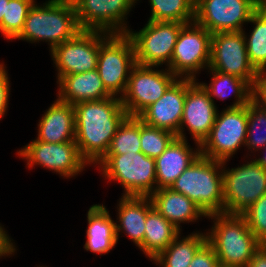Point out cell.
Masks as SVG:
<instances>
[{
  "label": "cell",
  "instance_id": "13",
  "mask_svg": "<svg viewBox=\"0 0 266 267\" xmlns=\"http://www.w3.org/2000/svg\"><path fill=\"white\" fill-rule=\"evenodd\" d=\"M209 69L237 76L255 87L258 71L246 48L245 31L212 34Z\"/></svg>",
  "mask_w": 266,
  "mask_h": 267
},
{
  "label": "cell",
  "instance_id": "21",
  "mask_svg": "<svg viewBox=\"0 0 266 267\" xmlns=\"http://www.w3.org/2000/svg\"><path fill=\"white\" fill-rule=\"evenodd\" d=\"M58 99L75 105L82 101L103 100L112 95L106 90L98 70L63 76L59 81Z\"/></svg>",
  "mask_w": 266,
  "mask_h": 267
},
{
  "label": "cell",
  "instance_id": "10",
  "mask_svg": "<svg viewBox=\"0 0 266 267\" xmlns=\"http://www.w3.org/2000/svg\"><path fill=\"white\" fill-rule=\"evenodd\" d=\"M212 34L195 21L185 24L177 38L167 68L178 78L196 79V74L209 67Z\"/></svg>",
  "mask_w": 266,
  "mask_h": 267
},
{
  "label": "cell",
  "instance_id": "24",
  "mask_svg": "<svg viewBox=\"0 0 266 267\" xmlns=\"http://www.w3.org/2000/svg\"><path fill=\"white\" fill-rule=\"evenodd\" d=\"M87 240L84 245L86 251L108 254L117 244L116 227L103 204L92 205L87 213Z\"/></svg>",
  "mask_w": 266,
  "mask_h": 267
},
{
  "label": "cell",
  "instance_id": "15",
  "mask_svg": "<svg viewBox=\"0 0 266 267\" xmlns=\"http://www.w3.org/2000/svg\"><path fill=\"white\" fill-rule=\"evenodd\" d=\"M17 154L27 160L28 168L41 165L66 178L78 175L89 165L79 154L76 141L54 144L33 140Z\"/></svg>",
  "mask_w": 266,
  "mask_h": 267
},
{
  "label": "cell",
  "instance_id": "30",
  "mask_svg": "<svg viewBox=\"0 0 266 267\" xmlns=\"http://www.w3.org/2000/svg\"><path fill=\"white\" fill-rule=\"evenodd\" d=\"M140 146V119L127 116L119 125L106 154L138 153L142 152Z\"/></svg>",
  "mask_w": 266,
  "mask_h": 267
},
{
  "label": "cell",
  "instance_id": "4",
  "mask_svg": "<svg viewBox=\"0 0 266 267\" xmlns=\"http://www.w3.org/2000/svg\"><path fill=\"white\" fill-rule=\"evenodd\" d=\"M222 170V161L200 155L174 181L170 189L187 196L207 216L223 213L224 194Z\"/></svg>",
  "mask_w": 266,
  "mask_h": 267
},
{
  "label": "cell",
  "instance_id": "23",
  "mask_svg": "<svg viewBox=\"0 0 266 267\" xmlns=\"http://www.w3.org/2000/svg\"><path fill=\"white\" fill-rule=\"evenodd\" d=\"M118 220L116 221L117 241L119 232L123 230L138 248L143 244L147 213L153 208L150 197L123 196L119 201ZM120 222V224H117Z\"/></svg>",
  "mask_w": 266,
  "mask_h": 267
},
{
  "label": "cell",
  "instance_id": "16",
  "mask_svg": "<svg viewBox=\"0 0 266 267\" xmlns=\"http://www.w3.org/2000/svg\"><path fill=\"white\" fill-rule=\"evenodd\" d=\"M82 30L126 34L125 19L138 0H72ZM126 17V18H125Z\"/></svg>",
  "mask_w": 266,
  "mask_h": 267
},
{
  "label": "cell",
  "instance_id": "19",
  "mask_svg": "<svg viewBox=\"0 0 266 267\" xmlns=\"http://www.w3.org/2000/svg\"><path fill=\"white\" fill-rule=\"evenodd\" d=\"M188 140L175 137L165 151L155 159L156 190L170 188L174 181L188 168L200 155V144L193 151Z\"/></svg>",
  "mask_w": 266,
  "mask_h": 267
},
{
  "label": "cell",
  "instance_id": "37",
  "mask_svg": "<svg viewBox=\"0 0 266 267\" xmlns=\"http://www.w3.org/2000/svg\"><path fill=\"white\" fill-rule=\"evenodd\" d=\"M253 99L266 108V69L257 73L256 84L253 88Z\"/></svg>",
  "mask_w": 266,
  "mask_h": 267
},
{
  "label": "cell",
  "instance_id": "8",
  "mask_svg": "<svg viewBox=\"0 0 266 267\" xmlns=\"http://www.w3.org/2000/svg\"><path fill=\"white\" fill-rule=\"evenodd\" d=\"M248 104L217 112L209 136L200 145L201 156L217 161H229L241 145L246 144Z\"/></svg>",
  "mask_w": 266,
  "mask_h": 267
},
{
  "label": "cell",
  "instance_id": "31",
  "mask_svg": "<svg viewBox=\"0 0 266 267\" xmlns=\"http://www.w3.org/2000/svg\"><path fill=\"white\" fill-rule=\"evenodd\" d=\"M34 0H9L3 20L0 23V32L8 40H16L23 30L29 10Z\"/></svg>",
  "mask_w": 266,
  "mask_h": 267
},
{
  "label": "cell",
  "instance_id": "25",
  "mask_svg": "<svg viewBox=\"0 0 266 267\" xmlns=\"http://www.w3.org/2000/svg\"><path fill=\"white\" fill-rule=\"evenodd\" d=\"M181 234L154 207L147 213L143 244L140 247L151 261L155 259L174 239Z\"/></svg>",
  "mask_w": 266,
  "mask_h": 267
},
{
  "label": "cell",
  "instance_id": "36",
  "mask_svg": "<svg viewBox=\"0 0 266 267\" xmlns=\"http://www.w3.org/2000/svg\"><path fill=\"white\" fill-rule=\"evenodd\" d=\"M10 82L5 65L0 64V119L5 116L8 107Z\"/></svg>",
  "mask_w": 266,
  "mask_h": 267
},
{
  "label": "cell",
  "instance_id": "39",
  "mask_svg": "<svg viewBox=\"0 0 266 267\" xmlns=\"http://www.w3.org/2000/svg\"><path fill=\"white\" fill-rule=\"evenodd\" d=\"M248 267H266V245L262 246L254 253L248 263Z\"/></svg>",
  "mask_w": 266,
  "mask_h": 267
},
{
  "label": "cell",
  "instance_id": "14",
  "mask_svg": "<svg viewBox=\"0 0 266 267\" xmlns=\"http://www.w3.org/2000/svg\"><path fill=\"white\" fill-rule=\"evenodd\" d=\"M258 9L255 0H197L194 21L211 34L239 32Z\"/></svg>",
  "mask_w": 266,
  "mask_h": 267
},
{
  "label": "cell",
  "instance_id": "34",
  "mask_svg": "<svg viewBox=\"0 0 266 267\" xmlns=\"http://www.w3.org/2000/svg\"><path fill=\"white\" fill-rule=\"evenodd\" d=\"M255 237L266 245V193L242 214Z\"/></svg>",
  "mask_w": 266,
  "mask_h": 267
},
{
  "label": "cell",
  "instance_id": "29",
  "mask_svg": "<svg viewBox=\"0 0 266 267\" xmlns=\"http://www.w3.org/2000/svg\"><path fill=\"white\" fill-rule=\"evenodd\" d=\"M249 22L255 26L249 38L245 35L247 53L252 66L261 71L266 69V8H259Z\"/></svg>",
  "mask_w": 266,
  "mask_h": 267
},
{
  "label": "cell",
  "instance_id": "28",
  "mask_svg": "<svg viewBox=\"0 0 266 267\" xmlns=\"http://www.w3.org/2000/svg\"><path fill=\"white\" fill-rule=\"evenodd\" d=\"M150 21L190 23L195 18L194 0H149Z\"/></svg>",
  "mask_w": 266,
  "mask_h": 267
},
{
  "label": "cell",
  "instance_id": "20",
  "mask_svg": "<svg viewBox=\"0 0 266 267\" xmlns=\"http://www.w3.org/2000/svg\"><path fill=\"white\" fill-rule=\"evenodd\" d=\"M37 135L35 140L47 143L75 141L74 106L57 98L40 119Z\"/></svg>",
  "mask_w": 266,
  "mask_h": 267
},
{
  "label": "cell",
  "instance_id": "33",
  "mask_svg": "<svg viewBox=\"0 0 266 267\" xmlns=\"http://www.w3.org/2000/svg\"><path fill=\"white\" fill-rule=\"evenodd\" d=\"M175 137L170 131L148 126L140 120V147L148 157L158 158Z\"/></svg>",
  "mask_w": 266,
  "mask_h": 267
},
{
  "label": "cell",
  "instance_id": "5",
  "mask_svg": "<svg viewBox=\"0 0 266 267\" xmlns=\"http://www.w3.org/2000/svg\"><path fill=\"white\" fill-rule=\"evenodd\" d=\"M97 165L104 178L121 183L123 196H147L156 191L155 159L142 152L106 154Z\"/></svg>",
  "mask_w": 266,
  "mask_h": 267
},
{
  "label": "cell",
  "instance_id": "42",
  "mask_svg": "<svg viewBox=\"0 0 266 267\" xmlns=\"http://www.w3.org/2000/svg\"><path fill=\"white\" fill-rule=\"evenodd\" d=\"M255 4L259 8H266V0H255Z\"/></svg>",
  "mask_w": 266,
  "mask_h": 267
},
{
  "label": "cell",
  "instance_id": "7",
  "mask_svg": "<svg viewBox=\"0 0 266 267\" xmlns=\"http://www.w3.org/2000/svg\"><path fill=\"white\" fill-rule=\"evenodd\" d=\"M223 161V194L225 214L241 215L266 193V170L255 160L225 169Z\"/></svg>",
  "mask_w": 266,
  "mask_h": 267
},
{
  "label": "cell",
  "instance_id": "17",
  "mask_svg": "<svg viewBox=\"0 0 266 267\" xmlns=\"http://www.w3.org/2000/svg\"><path fill=\"white\" fill-rule=\"evenodd\" d=\"M219 112L208 92L194 79L187 78L186 99L184 102L183 116L180 129L176 137L187 139L183 133L184 127L190 131L194 141L202 144L209 136L215 118ZM185 125V126H184Z\"/></svg>",
  "mask_w": 266,
  "mask_h": 267
},
{
  "label": "cell",
  "instance_id": "22",
  "mask_svg": "<svg viewBox=\"0 0 266 267\" xmlns=\"http://www.w3.org/2000/svg\"><path fill=\"white\" fill-rule=\"evenodd\" d=\"M149 197L153 207L180 231L181 223L196 222L199 217H207L195 202L170 188L158 189Z\"/></svg>",
  "mask_w": 266,
  "mask_h": 267
},
{
  "label": "cell",
  "instance_id": "35",
  "mask_svg": "<svg viewBox=\"0 0 266 267\" xmlns=\"http://www.w3.org/2000/svg\"><path fill=\"white\" fill-rule=\"evenodd\" d=\"M188 267H220L214 248L206 242L196 252Z\"/></svg>",
  "mask_w": 266,
  "mask_h": 267
},
{
  "label": "cell",
  "instance_id": "40",
  "mask_svg": "<svg viewBox=\"0 0 266 267\" xmlns=\"http://www.w3.org/2000/svg\"><path fill=\"white\" fill-rule=\"evenodd\" d=\"M9 0H0V23L3 20V15L5 13L6 10V3H8Z\"/></svg>",
  "mask_w": 266,
  "mask_h": 267
},
{
  "label": "cell",
  "instance_id": "3",
  "mask_svg": "<svg viewBox=\"0 0 266 267\" xmlns=\"http://www.w3.org/2000/svg\"><path fill=\"white\" fill-rule=\"evenodd\" d=\"M215 221L207 242L214 248L220 267H248L262 243L249 229L246 220L238 214H211Z\"/></svg>",
  "mask_w": 266,
  "mask_h": 267
},
{
  "label": "cell",
  "instance_id": "32",
  "mask_svg": "<svg viewBox=\"0 0 266 267\" xmlns=\"http://www.w3.org/2000/svg\"><path fill=\"white\" fill-rule=\"evenodd\" d=\"M250 151H258L266 146V108L252 99L248 103V128L246 144Z\"/></svg>",
  "mask_w": 266,
  "mask_h": 267
},
{
  "label": "cell",
  "instance_id": "2",
  "mask_svg": "<svg viewBox=\"0 0 266 267\" xmlns=\"http://www.w3.org/2000/svg\"><path fill=\"white\" fill-rule=\"evenodd\" d=\"M82 29L72 0H48L33 4L28 12L22 32L16 39L49 43L50 51L76 36Z\"/></svg>",
  "mask_w": 266,
  "mask_h": 267
},
{
  "label": "cell",
  "instance_id": "26",
  "mask_svg": "<svg viewBox=\"0 0 266 267\" xmlns=\"http://www.w3.org/2000/svg\"><path fill=\"white\" fill-rule=\"evenodd\" d=\"M209 71L212 72L209 86L205 83L200 84L208 92L212 101H214V97L226 99L233 93L236 101L228 108H236L247 105L253 99V87L247 81L234 75L223 74L211 69Z\"/></svg>",
  "mask_w": 266,
  "mask_h": 267
},
{
  "label": "cell",
  "instance_id": "27",
  "mask_svg": "<svg viewBox=\"0 0 266 267\" xmlns=\"http://www.w3.org/2000/svg\"><path fill=\"white\" fill-rule=\"evenodd\" d=\"M180 234L153 261L161 267H188L196 252L207 242V234L194 232L183 239Z\"/></svg>",
  "mask_w": 266,
  "mask_h": 267
},
{
  "label": "cell",
  "instance_id": "6",
  "mask_svg": "<svg viewBox=\"0 0 266 267\" xmlns=\"http://www.w3.org/2000/svg\"><path fill=\"white\" fill-rule=\"evenodd\" d=\"M135 65L134 46L126 34H109L100 43L97 70L112 96L118 95L121 98L124 95Z\"/></svg>",
  "mask_w": 266,
  "mask_h": 267
},
{
  "label": "cell",
  "instance_id": "1",
  "mask_svg": "<svg viewBox=\"0 0 266 267\" xmlns=\"http://www.w3.org/2000/svg\"><path fill=\"white\" fill-rule=\"evenodd\" d=\"M75 141L79 154L97 164L108 152L119 125L128 116L120 97L76 103Z\"/></svg>",
  "mask_w": 266,
  "mask_h": 267
},
{
  "label": "cell",
  "instance_id": "18",
  "mask_svg": "<svg viewBox=\"0 0 266 267\" xmlns=\"http://www.w3.org/2000/svg\"><path fill=\"white\" fill-rule=\"evenodd\" d=\"M187 78L177 79L156 102L137 117L148 126L178 135L186 99Z\"/></svg>",
  "mask_w": 266,
  "mask_h": 267
},
{
  "label": "cell",
  "instance_id": "38",
  "mask_svg": "<svg viewBox=\"0 0 266 267\" xmlns=\"http://www.w3.org/2000/svg\"><path fill=\"white\" fill-rule=\"evenodd\" d=\"M11 241L5 229L0 225V257L12 255L16 251Z\"/></svg>",
  "mask_w": 266,
  "mask_h": 267
},
{
  "label": "cell",
  "instance_id": "11",
  "mask_svg": "<svg viewBox=\"0 0 266 267\" xmlns=\"http://www.w3.org/2000/svg\"><path fill=\"white\" fill-rule=\"evenodd\" d=\"M98 30H81L70 40L55 46L50 52L57 69V80L65 75L97 69L100 43L109 35Z\"/></svg>",
  "mask_w": 266,
  "mask_h": 267
},
{
  "label": "cell",
  "instance_id": "9",
  "mask_svg": "<svg viewBox=\"0 0 266 267\" xmlns=\"http://www.w3.org/2000/svg\"><path fill=\"white\" fill-rule=\"evenodd\" d=\"M185 23L155 22L148 20L147 24L126 35L132 40L136 64L153 66L154 68L167 63L168 66L174 52L178 35Z\"/></svg>",
  "mask_w": 266,
  "mask_h": 267
},
{
  "label": "cell",
  "instance_id": "12",
  "mask_svg": "<svg viewBox=\"0 0 266 267\" xmlns=\"http://www.w3.org/2000/svg\"><path fill=\"white\" fill-rule=\"evenodd\" d=\"M168 68L155 70L153 66L136 64L130 73L121 103L128 116H138L159 100L167 89L179 79Z\"/></svg>",
  "mask_w": 266,
  "mask_h": 267
},
{
  "label": "cell",
  "instance_id": "41",
  "mask_svg": "<svg viewBox=\"0 0 266 267\" xmlns=\"http://www.w3.org/2000/svg\"><path fill=\"white\" fill-rule=\"evenodd\" d=\"M266 151V146L264 148H262ZM266 155V153L264 154ZM255 161L264 169L266 170V156L263 157H259L258 159H255Z\"/></svg>",
  "mask_w": 266,
  "mask_h": 267
}]
</instances>
